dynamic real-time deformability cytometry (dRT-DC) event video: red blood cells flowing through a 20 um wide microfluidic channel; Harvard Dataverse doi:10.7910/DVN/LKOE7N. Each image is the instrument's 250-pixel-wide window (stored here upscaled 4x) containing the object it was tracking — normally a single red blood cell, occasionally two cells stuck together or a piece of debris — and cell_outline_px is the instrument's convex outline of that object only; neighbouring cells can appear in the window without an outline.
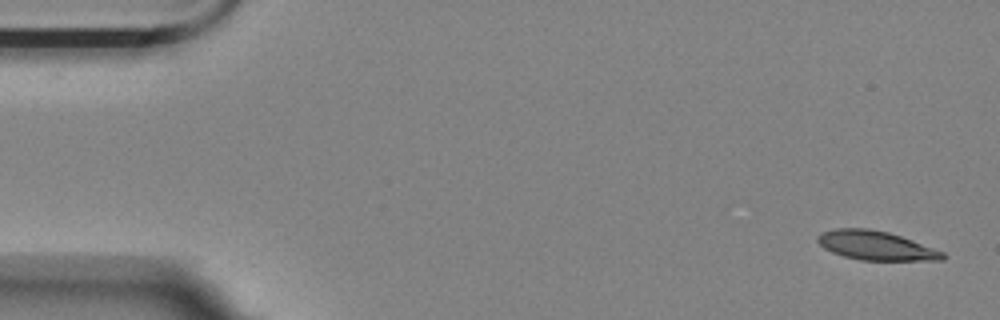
{"species": "Egyptian fruit bat (a non-hibernating species)", "species_latin": "Rousettus aegyptiacus", "temperature_condition": "room temperature", "stored_images_in_passage": 5, "camera_frame_rate_fps": 3000, "um_per_image_px": 0.085, "animal": {"sex": "female"}, "frame": {"image": 1, "passage_image": 1, "time_ms": 0.0, "image_size_px": [1000, 320], "cell_outline_px": [[948, 256], [944, 260], [860, 260], [844, 256], [832, 252], [824, 248], [816, 240], [816, 236], [820, 232], [836, 228], [868, 228], [888, 232], [912, 240], [944, 252]], "centroid_in_image_um": [74.43, 20.87], "position_along_channel_um": 10.6, "area_um2": 21.21}}
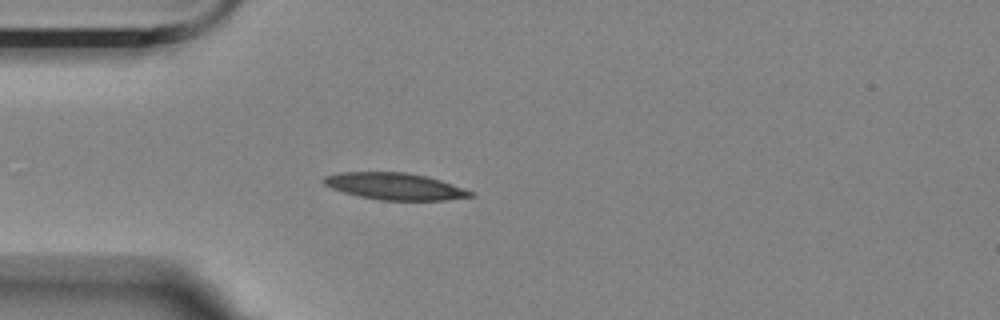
{"frame": {"image": 2, "passage_image": 5, "time_ms": 1.333, "image_size_px": [1000, 320], "cell_outline_px": [[476, 196], [448, 200], [380, 200], [360, 196], [344, 192], [332, 188], [324, 184], [320, 180], [324, 176], [340, 172], [404, 172], [428, 176], [476, 192]], "centroid_in_image_um": [33.6, 15.83], "position_along_channel_um": 51.4, "area_um2": 23.06}}